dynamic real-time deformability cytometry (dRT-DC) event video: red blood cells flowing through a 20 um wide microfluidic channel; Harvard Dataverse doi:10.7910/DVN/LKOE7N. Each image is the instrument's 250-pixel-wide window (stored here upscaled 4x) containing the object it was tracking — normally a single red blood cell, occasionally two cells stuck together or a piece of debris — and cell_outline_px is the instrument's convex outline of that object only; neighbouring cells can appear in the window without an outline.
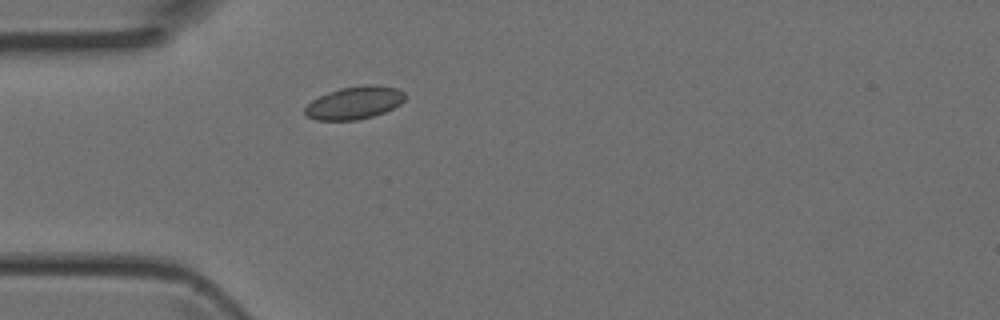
{"species": "Egyptian fruit bat (a non-hibernating species)", "species_latin": "Rousettus aegyptiacus", "temperature_condition": "room temperature", "stored_images_in_passage": 1, "camera_frame_rate_fps": 3000, "um_per_image_px": 0.085, "animal": {"sex": "female"}, "frame": {"image": 1, "passage_image": 1, "time_ms": 0.0, "image_size_px": [1000, 320], "cell_outline_px": [[408, 96], [400, 104], [384, 112], [372, 116], [356, 120], [316, 120], [304, 116], [304, 108], [312, 100], [328, 92], [340, 88], [364, 84], [376, 84], [396, 88], [404, 92]], "centroid_in_image_um": [30.12, 8.73], "position_along_channel_um": 54.9, "area_um2": 19.25}}